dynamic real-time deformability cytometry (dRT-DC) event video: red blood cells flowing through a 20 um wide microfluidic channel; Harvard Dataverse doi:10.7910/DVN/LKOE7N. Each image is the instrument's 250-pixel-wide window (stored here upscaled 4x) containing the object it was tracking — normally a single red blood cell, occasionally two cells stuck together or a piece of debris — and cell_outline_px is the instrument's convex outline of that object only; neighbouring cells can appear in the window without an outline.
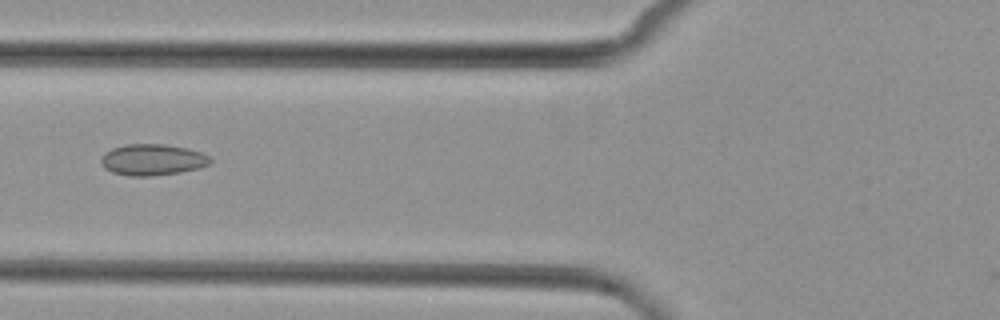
{"species": "common noctule bat (a hibernating species)", "species_latin": "Nyctalus noctula", "temperature_condition": "cold", "stored_images_in_passage": 2, "camera_frame_rate_fps": 3000, "um_per_image_px": 0.085, "animal": {"sex": "female", "body_mass_g": 29.2, "forearm_length_mm": 56.3}, "frame": {"image": 1, "passage_image": 2, "time_ms": 1.333, "image_size_px": [1000, 320], "cell_outline_px": [[212, 160], [208, 164], [196, 168], [180, 172], [152, 176], [132, 176], [112, 172], [104, 168], [100, 160], [104, 152], [112, 148], [124, 144], [164, 144], [188, 148], [200, 152], [208, 156]], "centroid_in_image_um": [12.92, 13.57], "position_along_channel_um": 112.9, "area_um2": 19.83}}